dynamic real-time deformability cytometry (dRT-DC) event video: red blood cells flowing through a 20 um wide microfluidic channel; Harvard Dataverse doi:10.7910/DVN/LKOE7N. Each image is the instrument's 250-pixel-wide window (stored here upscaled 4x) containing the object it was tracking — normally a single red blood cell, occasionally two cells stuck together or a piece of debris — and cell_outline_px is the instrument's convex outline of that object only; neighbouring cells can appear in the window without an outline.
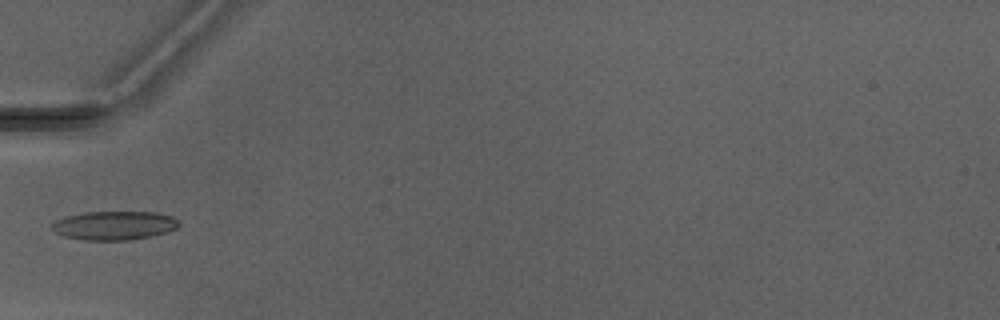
{"species": "Egyptian fruit bat (a non-hibernating species)", "species_latin": "Rousettus aegyptiacus", "temperature_condition": "warm", "stored_images_in_passage": 5, "camera_frame_rate_fps": 3000, "um_per_image_px": 0.085, "animal": {"sex": "male"}, "frame": {"image": 1, "passage_image": 5, "time_ms": 4.667, "image_size_px": [1000, 320], "cell_outline_px": [[180, 224], [176, 228], [168, 232], [152, 236], [128, 240], [84, 240], [64, 236], [56, 232], [52, 228], [52, 224], [56, 220], [64, 216], [84, 212], [156, 212], [172, 216]], "centroid_in_image_um": [9.71, 19.16], "position_along_channel_um": 75.3, "area_um2": 21.33}}